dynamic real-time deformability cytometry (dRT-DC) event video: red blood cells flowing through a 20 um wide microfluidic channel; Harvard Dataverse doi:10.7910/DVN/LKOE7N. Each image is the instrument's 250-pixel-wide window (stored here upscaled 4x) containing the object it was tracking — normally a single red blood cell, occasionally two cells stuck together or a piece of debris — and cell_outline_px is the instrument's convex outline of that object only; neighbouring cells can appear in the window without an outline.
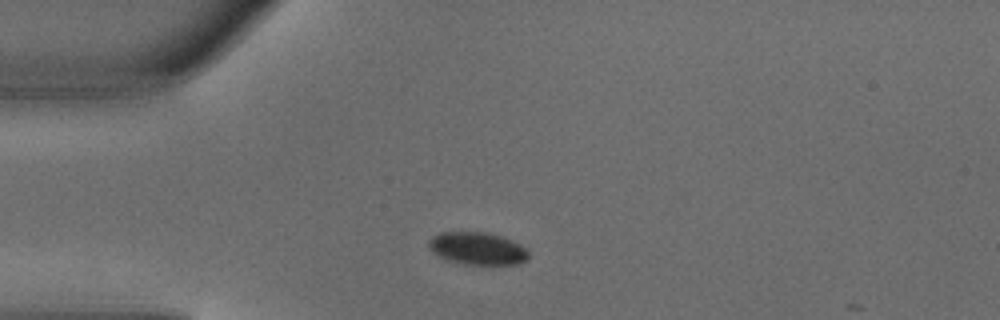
{"species": "common noctule bat (a hibernating species)", "species_latin": "Nyctalus noctula", "temperature_condition": "warm", "stored_images_in_passage": 2, "camera_frame_rate_fps": 3000, "um_per_image_px": 0.085, "animal": {"sex": "male", "body_mass_g": 18.8}, "frame": {"image": 1, "passage_image": 1, "time_ms": 0.0, "image_size_px": [1000, 320], "cell_outline_px": [[528, 260], [520, 264], [464, 264], [448, 260], [432, 252], [428, 248], [428, 240], [432, 236], [440, 232], [484, 232], [500, 236], [520, 244], [528, 248]], "centroid_in_image_um": [40.58, 21.12], "position_along_channel_um": 44.4, "area_um2": 18.96}}